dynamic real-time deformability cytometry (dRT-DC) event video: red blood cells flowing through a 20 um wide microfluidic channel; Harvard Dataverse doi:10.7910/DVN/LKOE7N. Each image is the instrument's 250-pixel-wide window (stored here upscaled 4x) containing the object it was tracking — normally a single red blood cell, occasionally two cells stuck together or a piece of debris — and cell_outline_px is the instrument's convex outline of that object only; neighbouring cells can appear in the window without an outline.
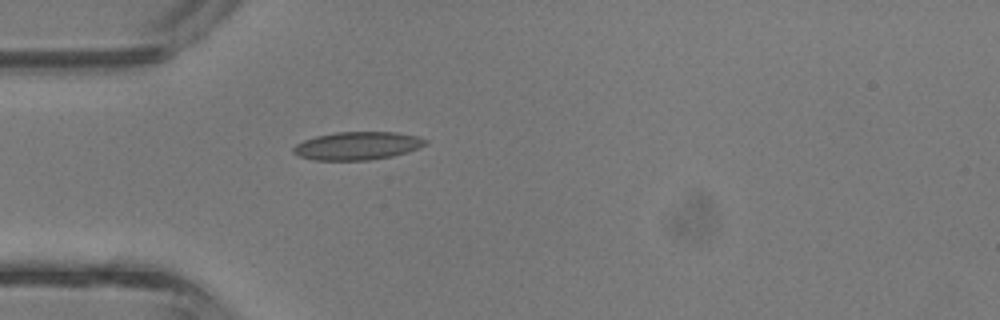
{"species": "common noctule bat (a hibernating species)", "species_latin": "Nyctalus noctula", "temperature_condition": "room temperature", "stored_images_in_passage": 2, "camera_frame_rate_fps": 3000, "um_per_image_px": 0.085, "animal": {"sex": "male", "body_mass_g": 13.3}, "frame": {"image": 1, "passage_image": 2, "time_ms": 0.333, "image_size_px": [1000, 320], "cell_outline_px": [[428, 144], [408, 152], [392, 156], [368, 160], [316, 160], [300, 156], [292, 152], [292, 148], [296, 144], [304, 140], [316, 136], [336, 132], [396, 132], [416, 136], [428, 140]], "centroid_in_image_um": [30.39, 12.39], "position_along_channel_um": 54.6, "area_um2": 21.56}}